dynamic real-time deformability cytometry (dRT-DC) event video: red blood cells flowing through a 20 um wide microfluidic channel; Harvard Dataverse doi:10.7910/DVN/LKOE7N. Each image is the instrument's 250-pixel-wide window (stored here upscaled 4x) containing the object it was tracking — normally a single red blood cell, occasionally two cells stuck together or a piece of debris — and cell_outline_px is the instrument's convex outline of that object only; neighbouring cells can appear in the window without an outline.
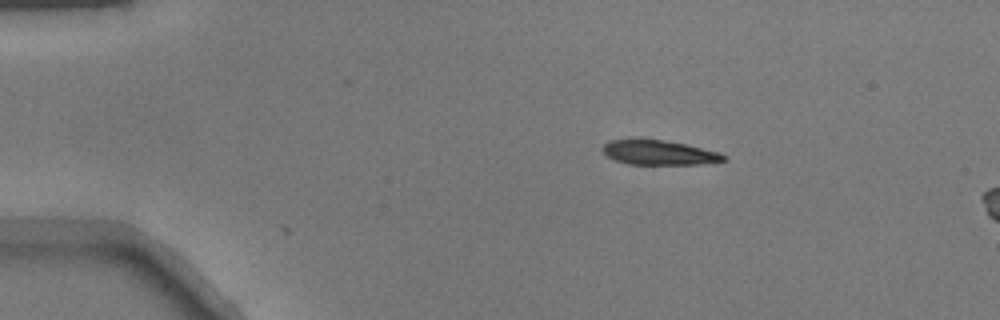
{"species": "common noctule bat (a hibernating species)", "species_latin": "Nyctalus noctula", "temperature_condition": "warm", "stored_images_in_passage": 6, "camera_frame_rate_fps": 3000, "um_per_image_px": 0.085, "animal": {"sex": "male", "body_mass_g": 17.9}, "frame": {"image": 1, "passage_image": 1, "time_ms": 0.0, "image_size_px": [1000, 320], "cell_outline_px": [[728, 160], [696, 164], [628, 164], [616, 160], [608, 156], [600, 148], [604, 144], [612, 140], [660, 140], [684, 144], [720, 152], [728, 156]], "centroid_in_image_um": [56.05, 12.98], "position_along_channel_um": 28.9, "area_um2": 16.99}}